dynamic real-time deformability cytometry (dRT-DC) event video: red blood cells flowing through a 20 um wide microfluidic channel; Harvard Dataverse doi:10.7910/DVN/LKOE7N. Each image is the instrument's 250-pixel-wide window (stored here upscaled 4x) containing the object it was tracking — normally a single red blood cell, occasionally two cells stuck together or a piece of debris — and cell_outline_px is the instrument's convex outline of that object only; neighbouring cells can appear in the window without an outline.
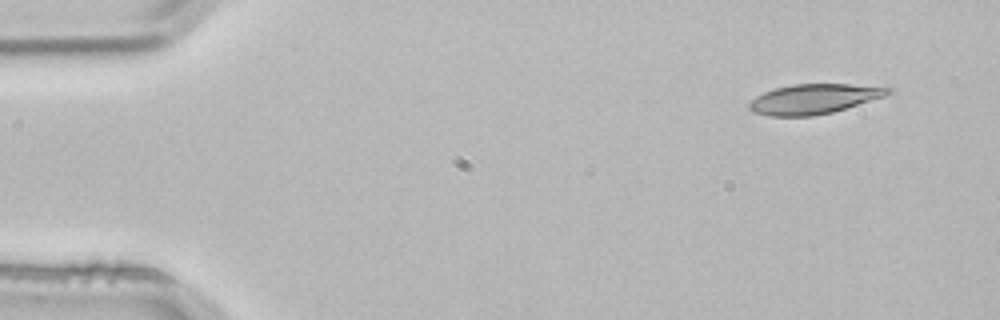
{"species": "common noctule bat (a hibernating species)", "species_latin": "Nyctalus noctula", "temperature_condition": "room temperature", "stored_images_in_passage": 3, "camera_frame_rate_fps": 3000, "um_per_image_px": 0.085, "animal": {"sex": "male", "body_mass_g": 21.5, "forearm_length_mm": 52.0}, "frame": {"image": 1, "passage_image": 1, "time_ms": 0.0, "image_size_px": [1000, 320], "cell_outline_px": [[892, 92], [884, 96], [832, 112], [812, 116], [768, 116], [752, 112], [748, 108], [748, 104], [756, 96], [764, 92], [776, 88], [792, 84], [848, 84], [892, 88]], "centroid_in_image_um": [69.12, 8.41], "position_along_channel_um": 15.9, "area_um2": 23.93}}
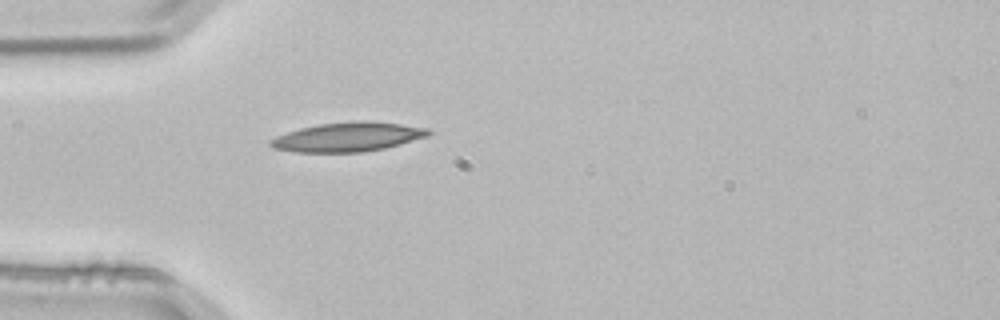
{"frame": {"image": 2, "passage_image": 3, "time_ms": 0.667, "image_size_px": [1000, 320], "cell_outline_px": [[432, 132], [428, 136], [400, 144], [384, 148], [364, 152], [296, 152], [272, 148], [268, 144], [268, 140], [276, 136], [300, 128], [320, 124], [356, 120], [364, 120], [400, 124], [428, 128]], "centroid_in_image_um": [29.55, 11.64], "position_along_channel_um": 55.5, "area_um2": 26.93}}